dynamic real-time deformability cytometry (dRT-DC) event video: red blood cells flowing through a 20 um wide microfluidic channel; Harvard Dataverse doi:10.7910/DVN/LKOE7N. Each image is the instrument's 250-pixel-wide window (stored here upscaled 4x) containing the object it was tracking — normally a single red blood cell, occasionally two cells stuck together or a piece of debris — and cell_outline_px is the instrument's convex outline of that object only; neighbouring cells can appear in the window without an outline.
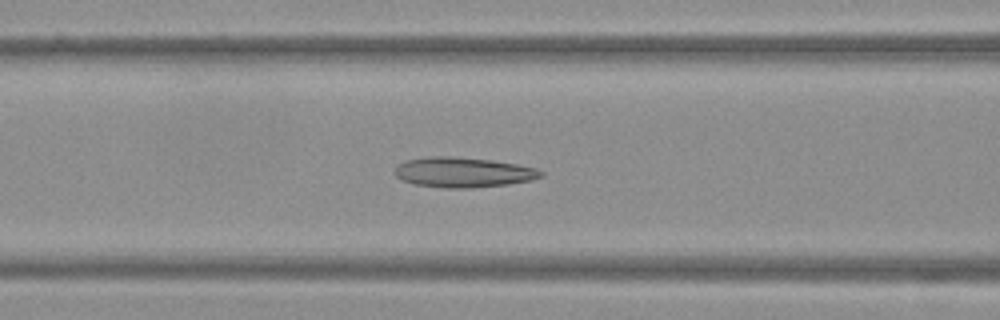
{"species": "Egyptian fruit bat (a non-hibernating species)", "species_latin": "Rousettus aegyptiacus", "temperature_condition": "warm", "stored_images_in_passage": 51, "camera_frame_rate_fps": 3000, "um_per_image_px": 0.085, "frame": {"image": 1, "passage_image": 21, "time_ms": 6.667, "image_size_px": [1000, 320], "cell_outline_px": [[544, 172], [540, 176], [532, 180], [508, 184], [468, 188], [444, 188], [416, 184], [400, 180], [396, 176], [396, 164], [404, 160], [428, 156], [452, 156], [492, 160], [516, 164], [536, 168]], "centroid_in_image_um": [39.33, 14.64], "position_along_channel_um": 127.3, "area_um2": 25.66}}
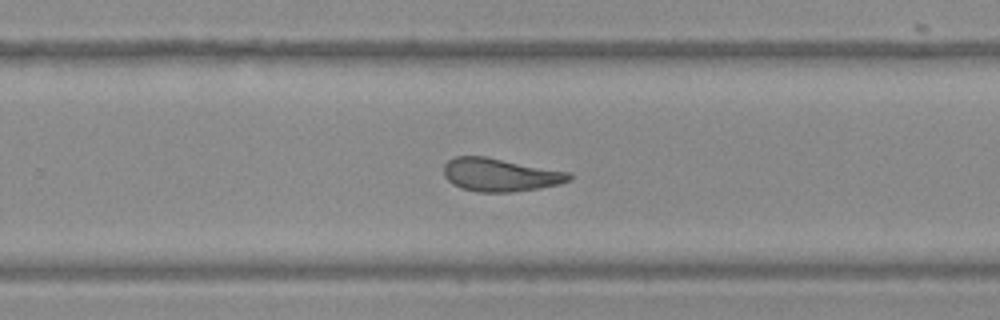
{"frame": {"image": 2, "passage_image": 33, "time_ms": 10.667, "image_size_px": [1000, 320], "cell_outline_px": [[572, 180], [560, 184], [540, 188], [512, 192], [480, 192], [460, 188], [452, 184], [444, 176], [444, 164], [448, 160], [456, 156], [484, 156], [572, 172]], "centroid_in_image_um": [42.54, 14.86], "position_along_channel_um": 287.3, "area_um2": 24.45}}
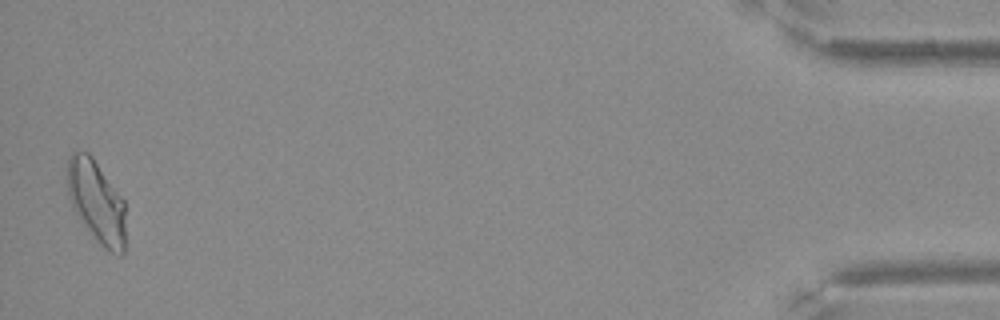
{"frame": {"image": 3, "passage_image": 50, "time_ms": 16.333, "image_size_px": [1000, 320], "cell_outline_px": [[124, 252], [120, 256], [104, 248], [100, 244], [72, 208], [68, 196], [68, 156], [72, 152], [88, 152], [92, 156], [124, 200]], "centroid_in_image_um": [8.2, 17.12], "position_along_channel_um": 427.0, "area_um2": 27.51}}